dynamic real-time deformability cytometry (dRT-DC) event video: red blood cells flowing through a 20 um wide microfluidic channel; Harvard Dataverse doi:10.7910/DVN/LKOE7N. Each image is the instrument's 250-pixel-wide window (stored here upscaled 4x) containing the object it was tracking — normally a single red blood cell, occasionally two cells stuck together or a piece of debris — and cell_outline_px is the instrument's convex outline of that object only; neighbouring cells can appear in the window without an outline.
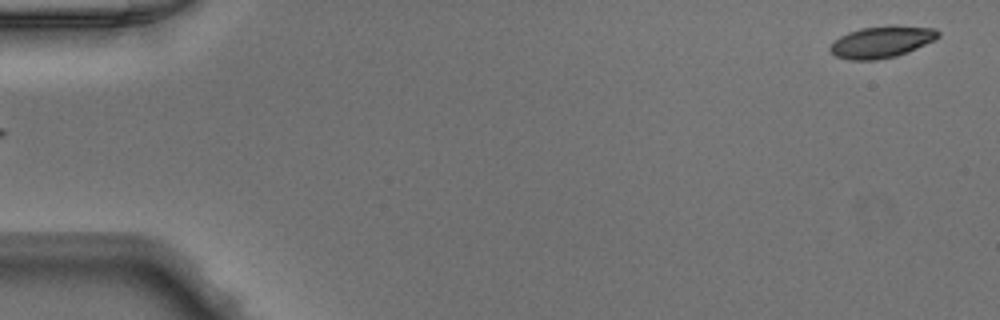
{"species": "Egyptian fruit bat (a non-hibernating species)", "species_latin": "Rousettus aegyptiacus", "temperature_condition": "warm", "stored_images_in_passage": 48, "camera_frame_rate_fps": 3000, "um_per_image_px": 0.085, "animal": {"sex": "male"}, "frame": {"image": 1, "passage_image": 1, "time_ms": 0.0, "image_size_px": [1000, 320], "cell_outline_px": [[940, 36], [936, 40], [896, 56], [876, 60], [848, 60], [836, 56], [828, 48], [840, 36], [848, 32], [860, 28], [888, 24], [892, 24], [936, 28], [940, 32]], "centroid_in_image_um": [74.98, 3.54], "position_along_channel_um": 10.0, "area_um2": 20.23}}
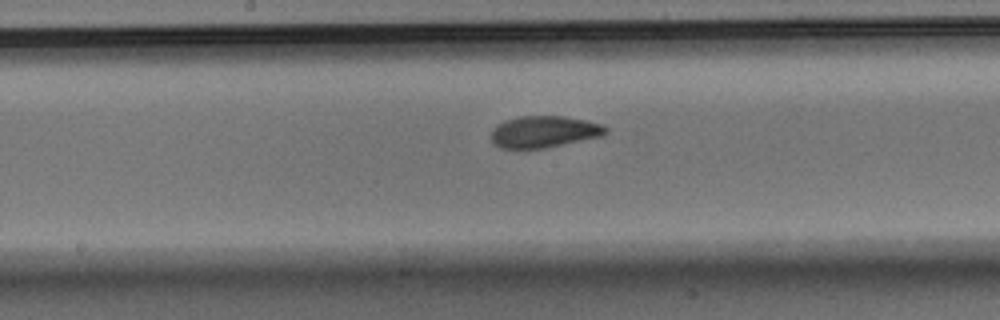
{"frame": {"image": 2, "passage_image": 25, "time_ms": 8.0, "image_size_px": [1000, 320], "cell_outline_px": [[608, 132], [604, 136], [544, 148], [500, 148], [488, 136], [492, 128], [508, 120], [520, 116], [564, 116], [584, 120], [600, 124], [608, 128]], "centroid_in_image_um": [46.25, 11.2], "position_along_channel_um": 201.9, "area_um2": 21.1}}
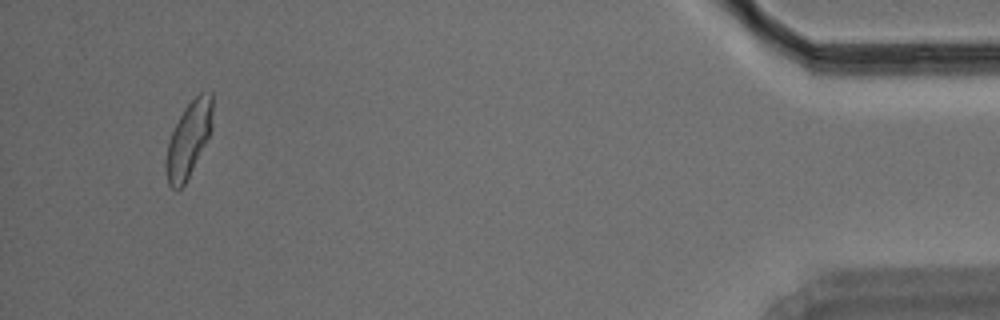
{"frame": {"image": 3, "passage_image": 46, "time_ms": 15.0, "image_size_px": [1000, 320], "cell_outline_px": [[212, 128], [184, 184], [176, 192], [168, 184], [164, 168], [164, 160], [168, 140], [184, 108], [200, 92], [212, 92]], "centroid_in_image_um": [15.99, 11.86], "position_along_channel_um": 419.2, "area_um2": 20.17}}